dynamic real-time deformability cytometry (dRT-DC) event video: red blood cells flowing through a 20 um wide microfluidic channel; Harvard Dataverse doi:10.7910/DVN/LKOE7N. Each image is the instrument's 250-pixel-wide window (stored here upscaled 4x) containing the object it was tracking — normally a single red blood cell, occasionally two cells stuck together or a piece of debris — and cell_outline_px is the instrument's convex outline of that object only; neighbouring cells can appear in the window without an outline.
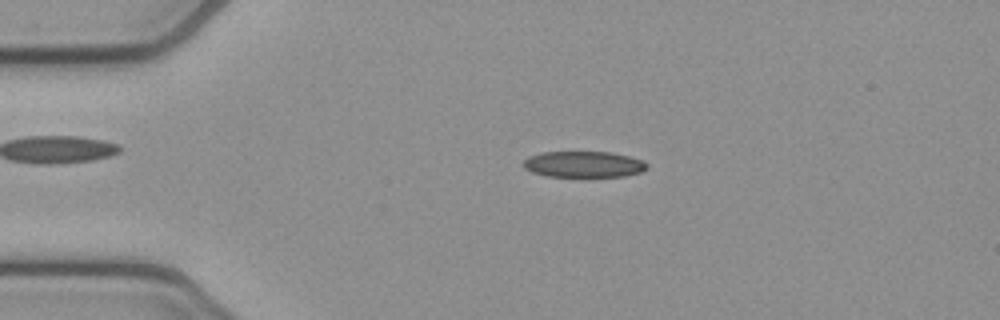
{"species": "common noctule bat (a hibernating species)", "species_latin": "Nyctalus noctula", "temperature_condition": "cold", "stored_images_in_passage": 53, "camera_frame_rate_fps": 3000, "um_per_image_px": 0.085, "animal": {"sex": "female", "body_mass_g": 21.9}, "frame": {"image": 1, "passage_image": 11, "time_ms": 3.333, "image_size_px": [1000, 320], "cell_outline_px": [[648, 168], [640, 172], [624, 176], [548, 176], [532, 172], [524, 168], [524, 160], [528, 156], [540, 152], [612, 152], [644, 160], [648, 164]], "centroid_in_image_um": [49.62, 13.95], "position_along_channel_um": 35.4, "area_um2": 18.79}}
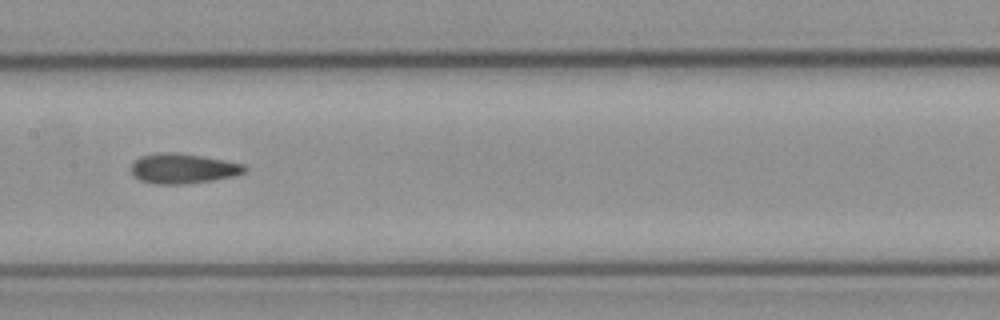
{"frame": {"image": 2, "passage_image": 26, "time_ms": 8.333, "image_size_px": [1000, 320], "cell_outline_px": [[248, 168], [244, 172], [236, 176], [212, 180], [180, 184], [156, 184], [140, 180], [132, 172], [132, 164], [140, 156], [160, 152], [176, 152], [200, 156], [244, 164]], "centroid_in_image_um": [15.57, 14.32], "position_along_channel_um": 191.8, "area_um2": 19.59}}
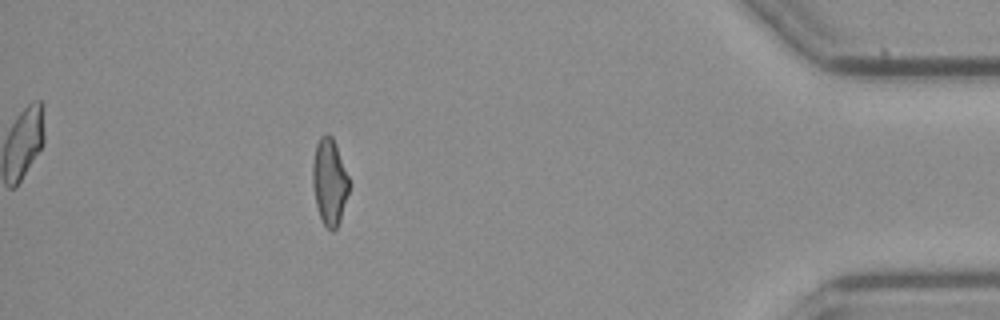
{"frame": {"image": 3, "passage_image": 47, "time_ms": 15.333, "image_size_px": [1000, 320], "cell_outline_px": [[352, 184], [340, 220], [336, 228], [332, 232], [324, 224], [320, 216], [316, 204], [312, 184], [312, 164], [316, 144], [320, 136], [328, 132], [332, 136]], "centroid_in_image_um": [28.02, 15.43], "position_along_channel_um": 407.2, "area_um2": 18.61}, "authors_computed_cell_mechanics": {"area_um2": 19.3052, "velocity_mm_per_s": 3.8509, "shape_relaxation_time_tau1_ms": null, "shape_relaxation_time_tau2_ms": 2.807, "deformation_change_tau1": null, "deformation_change_tau2": 0.1166}}